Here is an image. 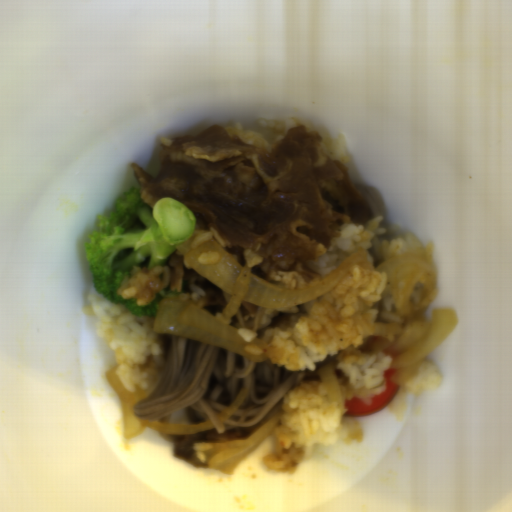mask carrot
Returning <instances> with one entry per match:
<instances>
[{
    "label": "carrot",
    "mask_w": 512,
    "mask_h": 512,
    "mask_svg": "<svg viewBox=\"0 0 512 512\" xmlns=\"http://www.w3.org/2000/svg\"><path fill=\"white\" fill-rule=\"evenodd\" d=\"M396 370L391 367L386 370L384 375L385 391L373 397L370 404H365L363 400L355 396L351 400H345L344 407L346 412L344 416L361 418L375 415L382 411L391 402L399 387V385L391 381V377L395 374Z\"/></svg>",
    "instance_id": "obj_1"
}]
</instances>
